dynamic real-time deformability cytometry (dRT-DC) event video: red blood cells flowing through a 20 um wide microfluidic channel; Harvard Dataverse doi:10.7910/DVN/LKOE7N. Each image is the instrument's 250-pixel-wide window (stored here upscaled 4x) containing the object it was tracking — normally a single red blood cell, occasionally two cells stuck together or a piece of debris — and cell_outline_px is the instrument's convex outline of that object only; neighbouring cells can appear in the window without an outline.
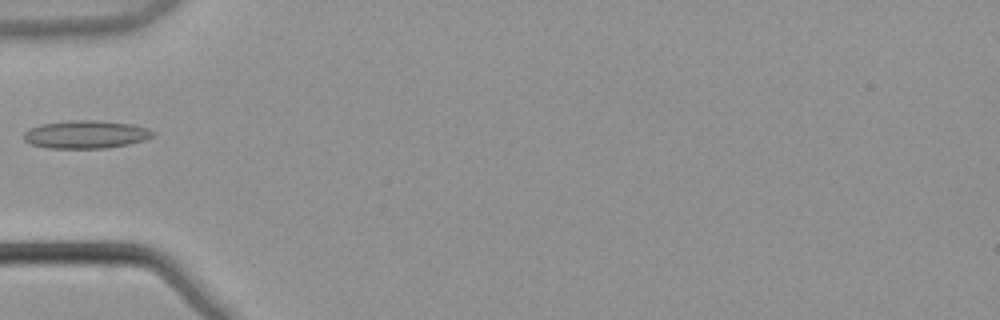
{"species": "common noctule bat (a hibernating species)", "species_latin": "Nyctalus noctula", "temperature_condition": "warm", "stored_images_in_passage": 5, "camera_frame_rate_fps": 3000, "um_per_image_px": 0.085, "animal": {"sex": "male", "body_mass_g": 21.5, "forearm_length_mm": 52.0}, "frame": {"image": 1, "passage_image": 4, "time_ms": 1.0, "image_size_px": [1000, 320], "cell_outline_px": [[156, 132], [152, 136], [144, 140], [128, 144], [108, 148], [48, 148], [32, 144], [24, 140], [24, 132], [28, 128], [40, 124], [68, 120], [100, 120], [132, 124], [148, 128]], "centroid_in_image_um": [7.29, 11.41], "position_along_channel_um": 77.7, "area_um2": 21.21}}
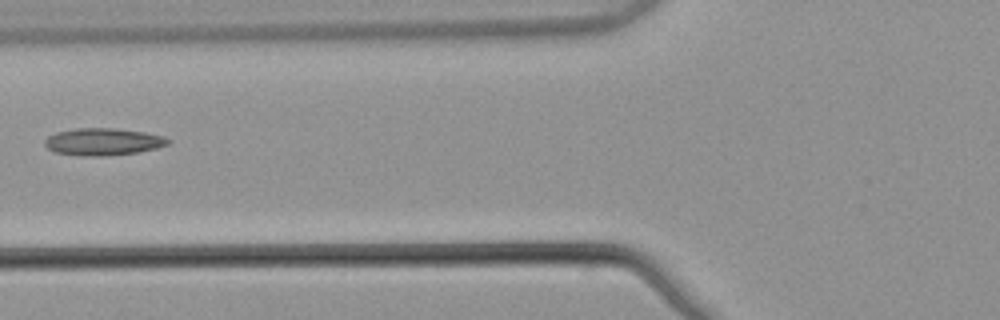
{"frame": {"image": 2, "passage_image": 5, "time_ms": 1.333, "image_size_px": [1000, 320], "cell_outline_px": [[172, 140], [168, 144], [156, 148], [136, 152], [100, 156], [84, 156], [56, 152], [48, 148], [44, 144], [44, 140], [48, 136], [56, 132], [76, 128], [116, 128], [144, 132], [164, 136]], "centroid_in_image_um": [8.76, 12.03], "position_along_channel_um": 117.0, "area_um2": 19.42}}